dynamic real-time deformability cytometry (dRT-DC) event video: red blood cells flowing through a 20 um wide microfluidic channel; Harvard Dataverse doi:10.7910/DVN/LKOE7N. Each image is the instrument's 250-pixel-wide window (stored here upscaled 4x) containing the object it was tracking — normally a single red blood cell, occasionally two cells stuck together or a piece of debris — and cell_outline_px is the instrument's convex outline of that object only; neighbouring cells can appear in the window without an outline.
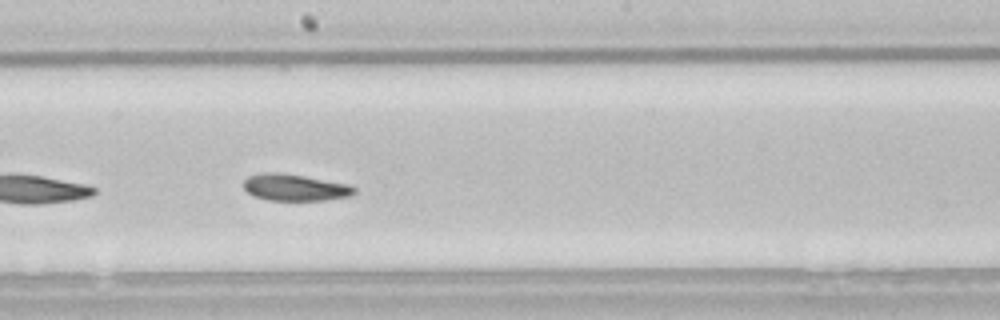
{"species": "common noctule bat (a hibernating species)", "species_latin": "Nyctalus noctula", "temperature_condition": "room temperature", "stored_images_in_passage": 39, "segment_of_instrument_passage": [2, 2], "camera_frame_rate_fps": 3000, "um_per_image_px": 0.085, "animal": {"sex": "male", "body_mass_g": 21.5, "forearm_length_mm": 52.0}, "frame": {"image": 1, "passage_image": 28, "time_ms": 9.0, "image_size_px": [1000, 320], "cell_outline_px": [[356, 192], [352, 196], [324, 200], [268, 200], [256, 196], [248, 192], [244, 188], [244, 180], [248, 176], [264, 172], [276, 172], [304, 176], [348, 184], [356, 188]], "centroid_in_image_um": [25.09, 15.93], "position_along_channel_um": 223.1, "area_um2": 17.11}}